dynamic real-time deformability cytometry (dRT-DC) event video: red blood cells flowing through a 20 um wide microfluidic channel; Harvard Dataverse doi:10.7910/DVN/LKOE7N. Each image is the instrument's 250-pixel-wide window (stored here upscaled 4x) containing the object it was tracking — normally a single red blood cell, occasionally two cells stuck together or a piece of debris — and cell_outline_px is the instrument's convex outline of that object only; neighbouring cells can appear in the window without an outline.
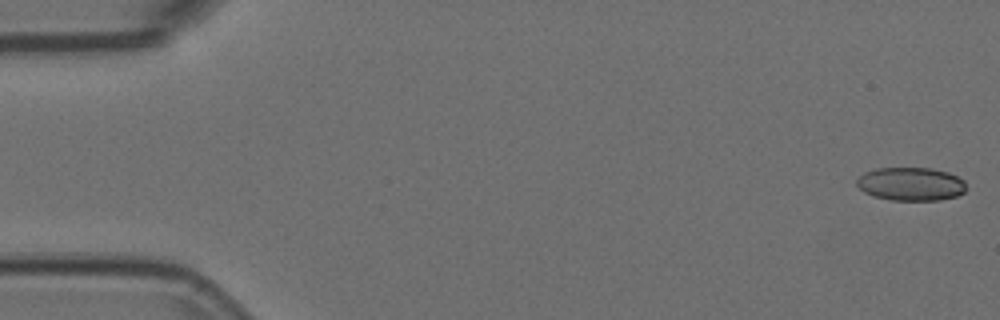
{"species": "Egyptian fruit bat (a non-hibernating species)", "species_latin": "Rousettus aegyptiacus", "temperature_condition": "room temperature", "stored_images_in_passage": 2, "camera_frame_rate_fps": 3000, "um_per_image_px": 0.085, "animal": {"sex": "female"}, "frame": {"image": 1, "passage_image": 2, "time_ms": 0.333, "image_size_px": [1000, 320], "cell_outline_px": [[968, 188], [964, 192], [956, 196], [940, 200], [892, 200], [872, 196], [864, 192], [856, 184], [856, 180], [864, 172], [876, 168], [932, 168], [948, 172], [964, 180]], "centroid_in_image_um": [77.43, 15.64], "position_along_channel_um": 7.6, "area_um2": 21.44}}